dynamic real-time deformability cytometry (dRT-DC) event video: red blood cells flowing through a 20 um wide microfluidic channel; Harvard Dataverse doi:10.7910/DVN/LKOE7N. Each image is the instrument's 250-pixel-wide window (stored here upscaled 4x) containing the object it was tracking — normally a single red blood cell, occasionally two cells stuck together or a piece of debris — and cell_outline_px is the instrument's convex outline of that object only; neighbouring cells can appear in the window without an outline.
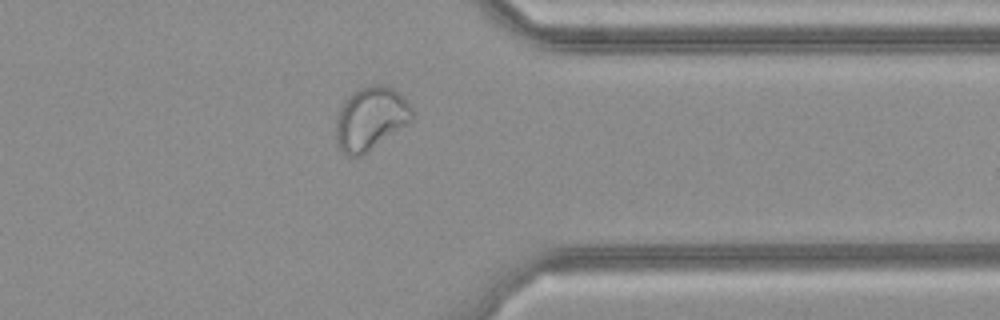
{"species": "common noctule bat (a hibernating species)", "species_latin": "Nyctalus noctula", "temperature_condition": "cold", "stored_images_in_passage": 22, "camera_frame_rate_fps": 3000, "um_per_image_px": 0.085, "animal": {"sex": "female", "body_mass_g": 21.9}, "frame": {"image": 1, "passage_image": 19, "time_ms": 6.0, "image_size_px": [1000, 320], "cell_outline_px": [[412, 120], [408, 124], [360, 156], [348, 156], [336, 144], [336, 120], [340, 108], [348, 96], [360, 88], [372, 84], [380, 84], [392, 88], [404, 96], [412, 108]], "centroid_in_image_um": [31.5, 10.06], "position_along_channel_um": 379.9, "area_um2": 27.8}}